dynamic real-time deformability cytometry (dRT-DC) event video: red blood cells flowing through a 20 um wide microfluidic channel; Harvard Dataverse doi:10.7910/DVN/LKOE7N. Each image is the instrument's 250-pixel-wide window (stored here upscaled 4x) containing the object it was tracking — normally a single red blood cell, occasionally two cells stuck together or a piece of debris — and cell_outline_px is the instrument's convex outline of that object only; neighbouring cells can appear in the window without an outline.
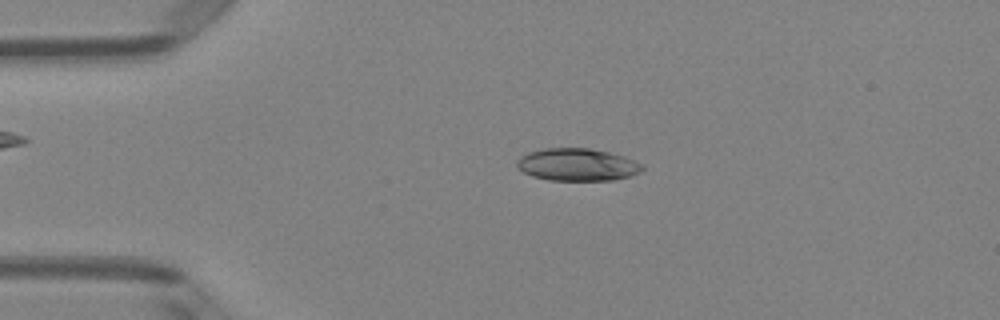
{"species": "Egyptian fruit bat (a non-hibernating species)", "species_latin": "Rousettus aegyptiacus", "temperature_condition": "room temperature", "stored_images_in_passage": 42, "camera_frame_rate_fps": 3000, "um_per_image_px": 0.085, "animal": {"sex": "female"}, "frame": {"image": 1, "passage_image": 3, "time_ms": 0.667, "image_size_px": [1000, 320], "cell_outline_px": [[644, 168], [640, 172], [632, 176], [612, 180], [548, 180], [532, 176], [516, 168], [516, 160], [520, 156], [528, 152], [544, 148], [588, 148], [608, 152], [624, 156], [636, 160], [644, 164]], "centroid_in_image_um": [49.07, 13.99], "position_along_channel_um": 35.9, "area_um2": 23.99}}
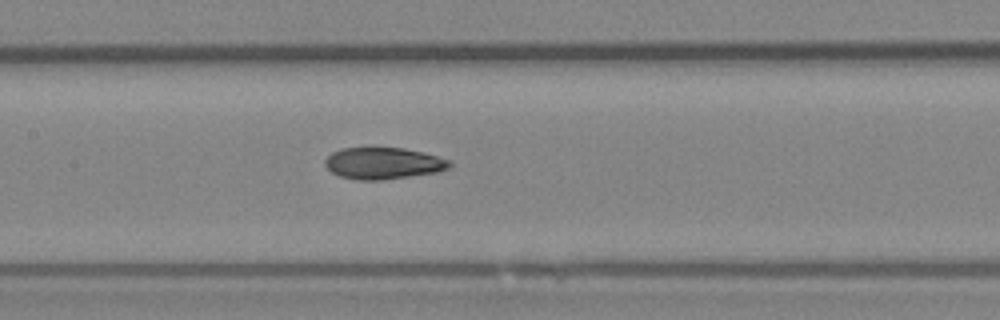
{"frame": {"image": 2, "passage_image": 16, "time_ms": 5.0, "image_size_px": [1000, 320], "cell_outline_px": [[452, 164], [448, 168], [436, 172], [384, 180], [356, 180], [340, 176], [332, 172], [324, 164], [324, 160], [332, 152], [340, 148], [404, 148], [452, 160]], "centroid_in_image_um": [32.56, 13.88], "position_along_channel_um": 174.8, "area_um2": 22.89}}
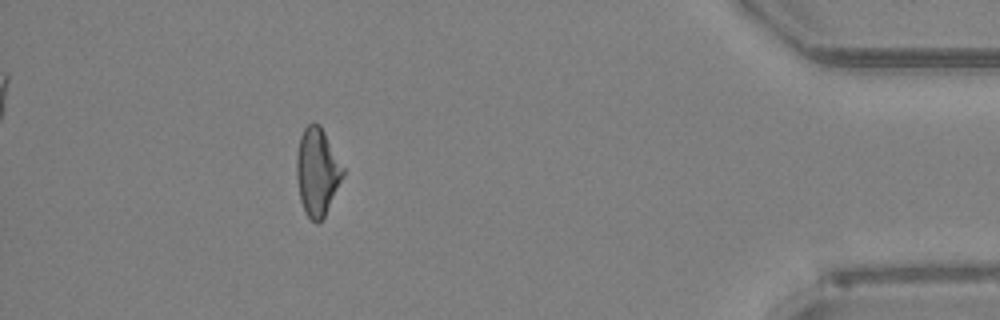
{"frame": {"image": 3, "passage_image": 37, "time_ms": 12.0, "image_size_px": [1000, 320], "cell_outline_px": [[344, 176], [324, 216], [316, 224], [304, 212], [300, 200], [296, 176], [296, 156], [300, 136], [304, 128], [308, 124], [320, 124], [344, 168]], "centroid_in_image_um": [26.95, 14.6], "position_along_channel_um": 408.3, "area_um2": 23.58}, "authors_computed_cell_mechanics": {"area_um2": 23.5535, "velocity_mm_per_s": 4.065, "shape_relaxation_time_tau1_ms": null, "shape_relaxation_time_tau2_ms": 2.2192, "deformation_change_tau1": null, "deformation_change_tau2": 0.0831}}